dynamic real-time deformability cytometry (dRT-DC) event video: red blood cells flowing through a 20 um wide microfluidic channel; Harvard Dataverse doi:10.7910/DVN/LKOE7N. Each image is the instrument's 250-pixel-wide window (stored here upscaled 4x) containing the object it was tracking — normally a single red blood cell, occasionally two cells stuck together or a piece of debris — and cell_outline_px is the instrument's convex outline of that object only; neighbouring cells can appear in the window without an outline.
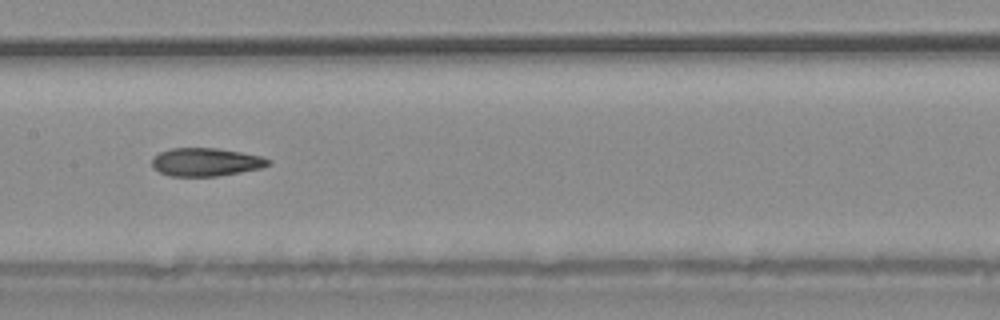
{"species": "common noctule bat (a hibernating species)", "species_latin": "Nyctalus noctula", "temperature_condition": "warm", "stored_images_in_passage": 34, "camera_frame_rate_fps": 3000, "um_per_image_px": 0.085, "animal": {"sex": "male", "body_mass_g": 20.4}, "frame": {"image": 1, "passage_image": 15, "time_ms": 4.667, "image_size_px": [1000, 320], "cell_outline_px": [[272, 160], [268, 164], [260, 168], [240, 172], [216, 176], [168, 176], [160, 172], [152, 164], [152, 156], [160, 152], [172, 148], [216, 148], [240, 152], [260, 156]], "centroid_in_image_um": [17.47, 13.77], "position_along_channel_um": 189.9, "area_um2": 18.9}}